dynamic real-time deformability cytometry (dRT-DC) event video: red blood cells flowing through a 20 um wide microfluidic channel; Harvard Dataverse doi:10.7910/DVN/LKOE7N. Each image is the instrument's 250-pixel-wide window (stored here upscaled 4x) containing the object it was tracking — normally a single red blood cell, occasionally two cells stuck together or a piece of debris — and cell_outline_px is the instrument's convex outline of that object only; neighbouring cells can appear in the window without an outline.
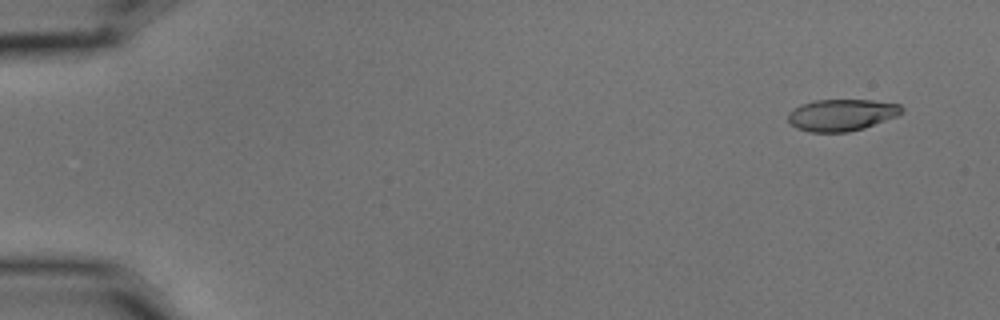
{"species": "common noctule bat (a hibernating species)", "species_latin": "Nyctalus noctula", "temperature_condition": "cold", "stored_images_in_passage": 57, "camera_frame_rate_fps": 3000, "um_per_image_px": 0.085, "animal": {"sex": "male", "body_mass_g": 15.6}, "frame": {"image": 1, "passage_image": 4, "time_ms": 1.0, "image_size_px": [1000, 320], "cell_outline_px": [[904, 112], [896, 116], [864, 128], [848, 132], [808, 132], [796, 128], [788, 120], [788, 112], [804, 104], [816, 100], [872, 100], [900, 104], [904, 108]], "centroid_in_image_um": [71.56, 9.77], "position_along_channel_um": 13.4, "area_um2": 20.92}}
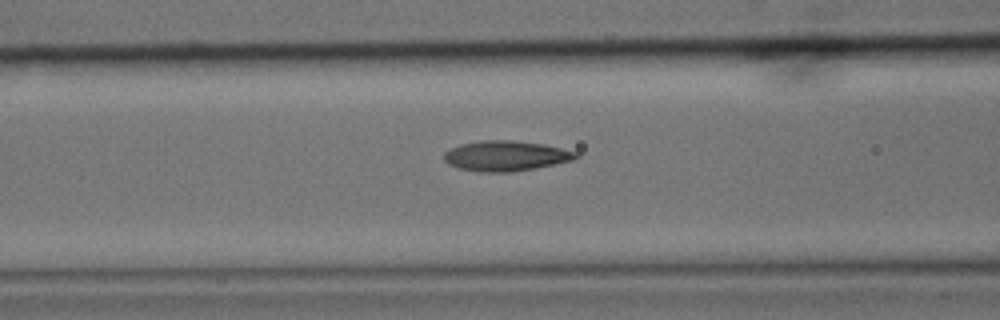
{"frame": {"image": 2, "passage_image": 24, "time_ms": 7.667, "image_size_px": [1000, 320], "cell_outline_px": [[580, 156], [572, 160], [536, 168], [512, 172], [476, 172], [460, 168], [448, 164], [444, 160], [444, 152], [460, 144], [480, 140], [512, 140], [544, 144], [580, 152]], "centroid_in_image_um": [43.01, 13.25], "position_along_channel_um": 123.6, "area_um2": 23.41}}
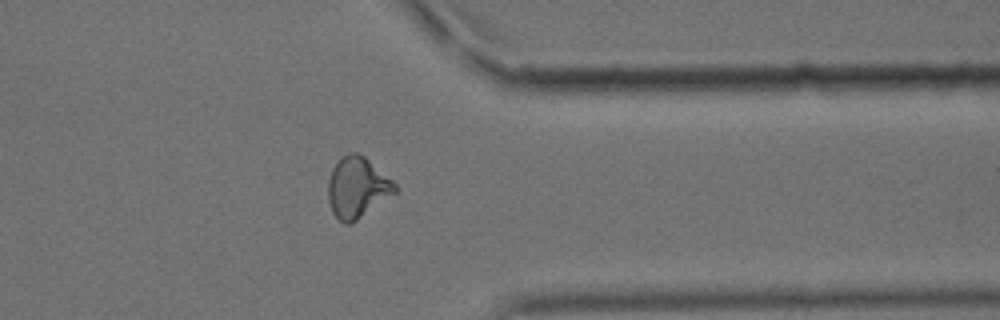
{"frame": {"image": 3, "passage_image": 46, "time_ms": 15.0, "image_size_px": [1000, 320], "cell_outline_px": [[400, 188], [396, 192], [356, 220], [348, 224], [344, 224], [332, 212], [328, 200], [328, 180], [332, 168], [348, 152], [356, 152], [364, 156], [392, 180]], "centroid_in_image_um": [30.36, 15.93], "position_along_channel_um": 381.0, "area_um2": 23.35}, "authors_computed_cell_mechanics": {"area_um2": 22.1952, "velocity_mm_per_s": 3.5786, "shape_relaxation_time_tau1_ms": 5.813, "shape_relaxation_time_tau2_ms": 2.2291, "deformation_change_tau1": 0.1844, "deformation_change_tau2": 0.0776}}